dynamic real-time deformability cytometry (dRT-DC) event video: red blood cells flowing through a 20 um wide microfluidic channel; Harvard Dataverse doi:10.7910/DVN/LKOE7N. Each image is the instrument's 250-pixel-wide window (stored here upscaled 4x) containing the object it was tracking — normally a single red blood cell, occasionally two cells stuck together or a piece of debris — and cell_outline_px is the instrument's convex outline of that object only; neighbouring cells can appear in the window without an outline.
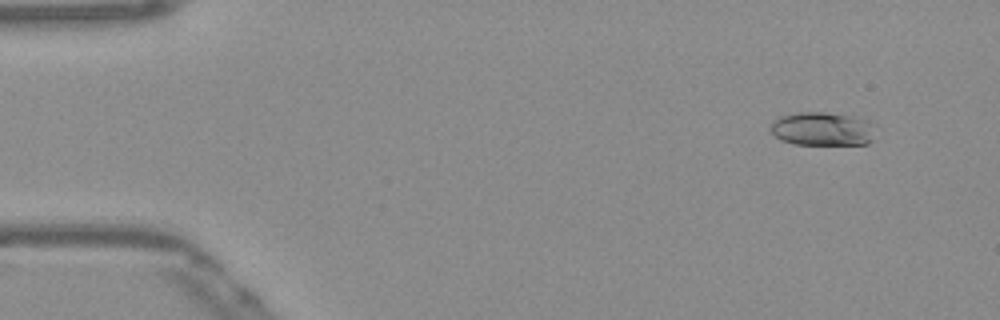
{"species": "Egyptian fruit bat (a non-hibernating species)", "species_latin": "Rousettus aegyptiacus", "temperature_condition": "warm", "stored_images_in_passage": 48, "camera_frame_rate_fps": 3000, "um_per_image_px": 0.085, "frame": {"image": 1, "passage_image": 1, "time_ms": 0.0, "image_size_px": [1000, 320], "cell_outline_px": [[872, 140], [868, 144], [796, 144], [780, 140], [772, 132], [772, 124], [780, 116], [800, 112], [824, 112], [848, 116], [864, 120]], "centroid_in_image_um": [69.78, 10.97], "position_along_channel_um": 15.2, "area_um2": 19.54}}
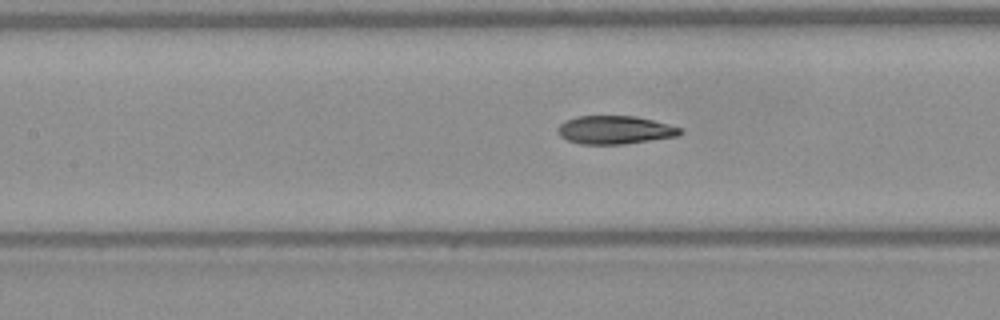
{"frame": {"image": 2, "passage_image": 20, "time_ms": 6.333, "image_size_px": [1000, 320], "cell_outline_px": [[684, 132], [676, 136], [624, 144], [580, 144], [568, 140], [560, 136], [556, 132], [556, 128], [564, 120], [576, 116], [636, 116], [668, 124], [680, 128]], "centroid_in_image_um": [52.21, 11.04], "position_along_channel_um": 155.2, "area_um2": 20.17}}
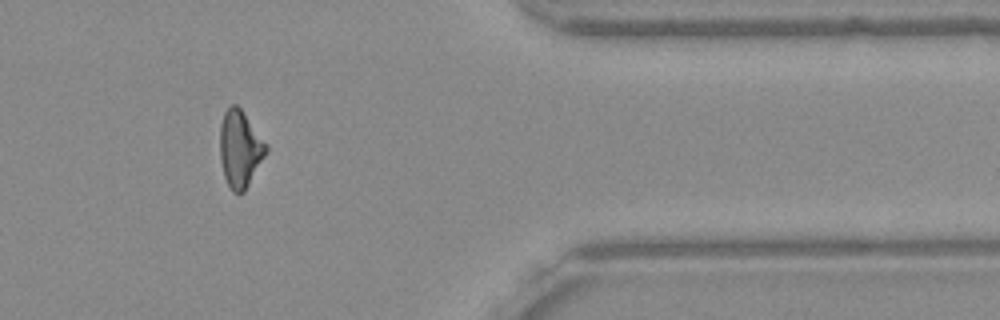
{"frame": {"image": 3, "passage_image": 40, "time_ms": 13.0, "image_size_px": [1000, 320], "cell_outline_px": [[268, 152], [244, 192], [232, 192], [224, 176], [220, 160], [220, 124], [224, 112], [232, 104], [236, 104], [240, 108], [268, 144]], "centroid_in_image_um": [20.41, 12.65], "position_along_channel_um": 391.0, "area_um2": 20.75}, "authors_computed_cell_mechanics": {"area_um2": 20.3745, "velocity_mm_per_s": 3.8873, "shape_relaxation_time_tau1_ms": 10.9216, "shape_relaxation_time_tau2_ms": 2.8775, "deformation_change_tau1": 0.274, "deformation_change_tau2": 0.0951}}